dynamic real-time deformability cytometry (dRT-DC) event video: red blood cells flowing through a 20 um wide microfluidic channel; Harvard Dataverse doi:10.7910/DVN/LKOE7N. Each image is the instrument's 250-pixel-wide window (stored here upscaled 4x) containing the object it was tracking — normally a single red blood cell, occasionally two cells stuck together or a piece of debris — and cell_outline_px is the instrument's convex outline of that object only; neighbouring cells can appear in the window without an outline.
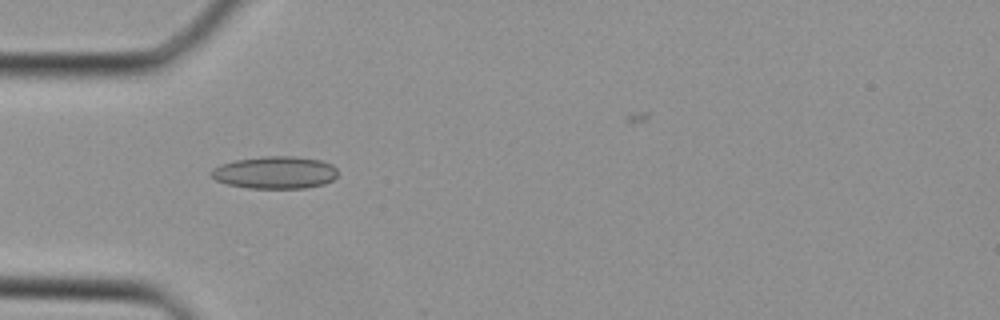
{"species": "Egyptian fruit bat (a non-hibernating species)", "species_latin": "Rousettus aegyptiacus", "temperature_condition": "cold", "stored_images_in_passage": 25, "camera_frame_rate_fps": 3000, "um_per_image_px": 0.085, "animal": {"sex": "female"}, "frame": {"image": 1, "passage_image": 1, "time_ms": 0.0, "image_size_px": [1000, 320], "cell_outline_px": [[336, 176], [332, 180], [324, 184], [304, 188], [248, 188], [228, 184], [216, 180], [208, 172], [212, 168], [220, 164], [236, 160], [264, 156], [292, 156], [320, 160], [332, 164], [336, 168]], "centroid_in_image_um": [23.35, 14.66], "position_along_channel_um": 61.6, "area_um2": 23.87}}
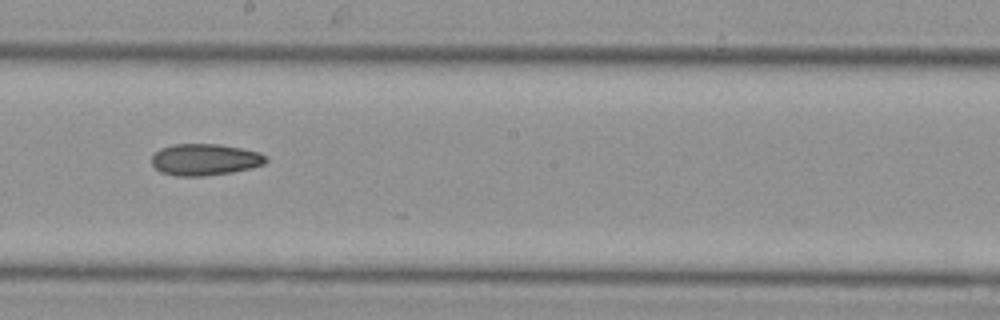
{"frame": {"image": 2, "passage_image": 10, "time_ms": 3.0, "image_size_px": [1000, 320], "cell_outline_px": [[268, 160], [264, 164], [252, 168], [232, 172], [204, 176], [176, 176], [160, 172], [152, 164], [152, 156], [160, 148], [172, 144], [216, 144], [240, 148], [260, 152]], "centroid_in_image_um": [17.4, 13.57], "position_along_channel_um": 230.8, "area_um2": 21.04}}
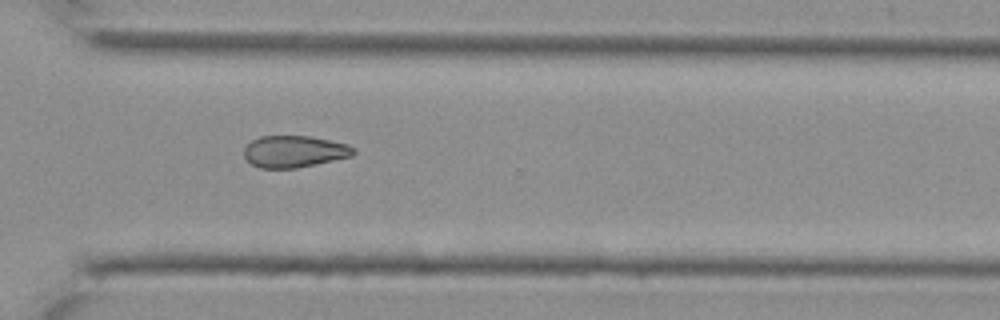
{"frame": {"image": 3, "passage_image": 16, "time_ms": 5.0, "image_size_px": [1000, 320], "cell_outline_px": [[356, 152], [352, 156], [296, 168], [260, 168], [252, 164], [244, 156], [244, 148], [252, 140], [260, 136], [308, 136], [348, 144], [356, 148]], "centroid_in_image_um": [25.02, 12.87], "position_along_channel_um": 345.6, "area_um2": 20.17}}